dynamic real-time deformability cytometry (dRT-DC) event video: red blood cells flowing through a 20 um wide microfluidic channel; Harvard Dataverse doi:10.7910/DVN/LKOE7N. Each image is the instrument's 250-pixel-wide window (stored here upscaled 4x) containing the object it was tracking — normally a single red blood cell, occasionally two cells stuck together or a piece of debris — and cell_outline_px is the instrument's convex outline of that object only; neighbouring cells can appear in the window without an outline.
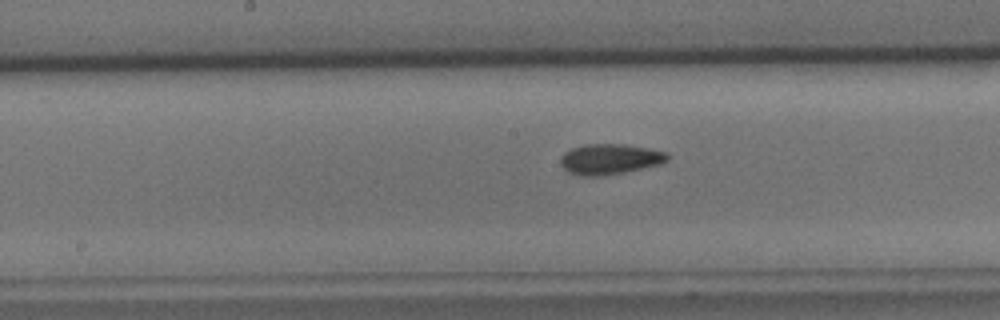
{"species": "common noctule bat (a hibernating species)", "species_latin": "Nyctalus noctula", "temperature_condition": "cold", "stored_images_in_passage": 25, "camera_frame_rate_fps": 3000, "um_per_image_px": 0.085, "animal": {"sex": "male", "body_mass_g": 15.6}, "frame": {"image": 1, "passage_image": 16, "time_ms": 5.0, "image_size_px": [1000, 320], "cell_outline_px": [[668, 160], [660, 164], [624, 172], [600, 176], [580, 176], [568, 172], [560, 164], [560, 156], [564, 152], [572, 148], [584, 144], [624, 144], [648, 148], [668, 152]], "centroid_in_image_um": [51.81, 13.52], "position_along_channel_um": 196.4, "area_um2": 19.07}}
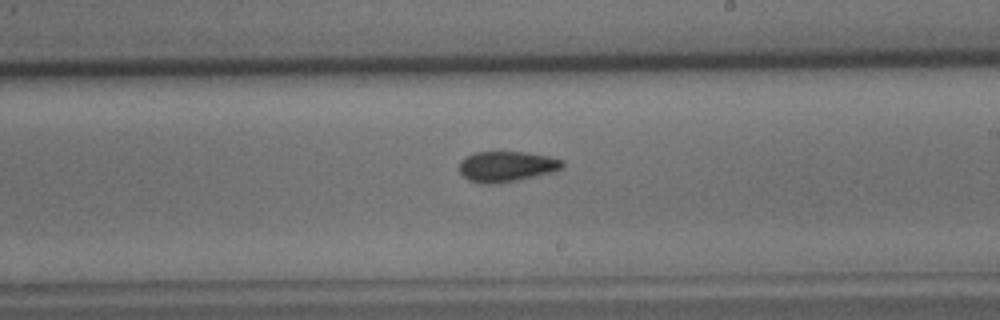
{"frame": {"image": 2, "passage_image": 20, "time_ms": 6.333, "image_size_px": [1000, 320], "cell_outline_px": [[564, 168], [552, 172], [516, 180], [496, 184], [484, 184], [468, 180], [460, 172], [460, 160], [476, 152], [528, 152], [552, 156], [564, 160]], "centroid_in_image_um": [43.11, 14.14], "position_along_channel_um": 245.9, "area_um2": 18.44}}
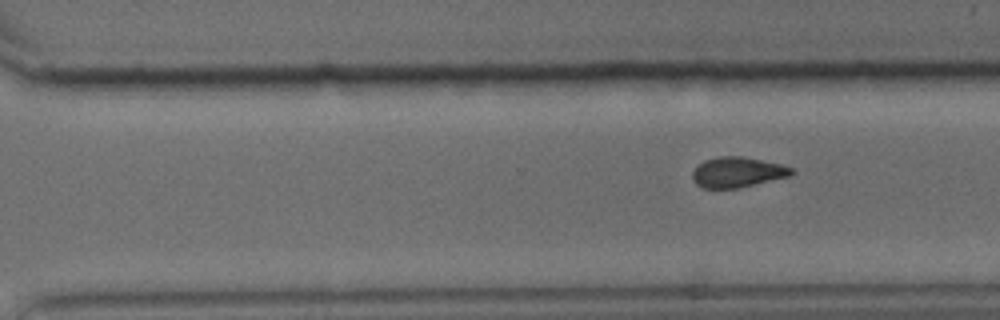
{"frame": {"image": 3, "passage_image": 25, "time_ms": 8.0, "image_size_px": [1000, 320], "cell_outline_px": [[796, 172], [788, 176], [736, 188], [700, 188], [692, 180], [692, 172], [696, 164], [704, 160], [716, 156], [740, 156], [780, 164], [792, 168]], "centroid_in_image_um": [62.6, 14.63], "position_along_channel_um": 308.0, "area_um2": 17.46}}